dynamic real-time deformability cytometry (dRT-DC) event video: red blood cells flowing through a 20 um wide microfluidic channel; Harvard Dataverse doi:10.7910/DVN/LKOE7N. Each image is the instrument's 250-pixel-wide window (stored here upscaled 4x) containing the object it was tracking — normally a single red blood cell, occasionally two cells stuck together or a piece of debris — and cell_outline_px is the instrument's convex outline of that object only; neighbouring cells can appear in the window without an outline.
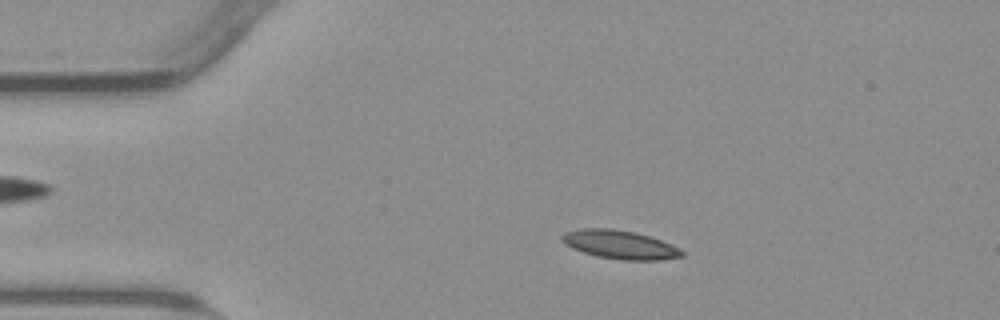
{"species": "common noctule bat (a hibernating species)", "species_latin": "Nyctalus noctula", "temperature_condition": "warm", "stored_images_in_passage": 53, "camera_frame_rate_fps": 3000, "um_per_image_px": 0.085, "animal": {"sex": "male", "body_mass_g": 23.1, "forearm_length_mm": 52.7}, "frame": {"image": 1, "passage_image": 10, "time_ms": 3.0, "image_size_px": [1000, 320], "cell_outline_px": [[684, 256], [660, 260], [620, 260], [596, 256], [572, 248], [564, 244], [560, 240], [560, 236], [564, 232], [580, 228], [612, 228], [636, 232], [660, 240], [680, 248], [684, 252]], "centroid_in_image_um": [52.65, 20.79], "position_along_channel_um": 32.3, "area_um2": 20.17}}
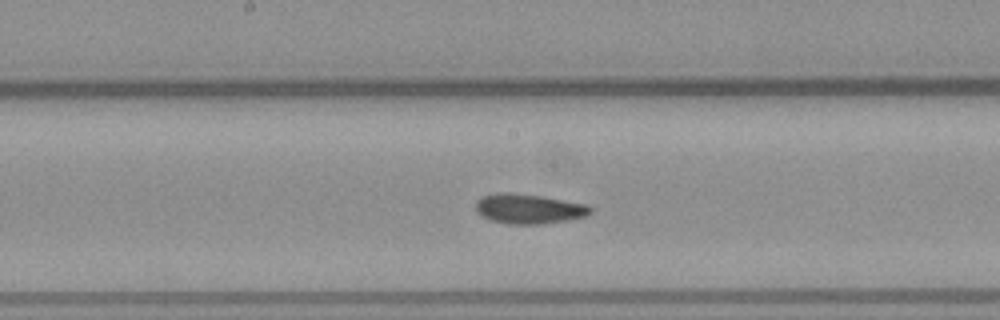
{"frame": {"image": 2, "passage_image": 27, "time_ms": 8.667, "image_size_px": [1000, 320], "cell_outline_px": [[592, 212], [584, 216], [568, 220], [540, 224], [508, 224], [492, 220], [476, 212], [476, 200], [484, 196], [500, 192], [508, 192], [540, 196], [588, 204], [592, 208]], "centroid_in_image_um": [44.96, 17.75], "position_along_channel_um": 203.2, "area_um2": 19.77}}
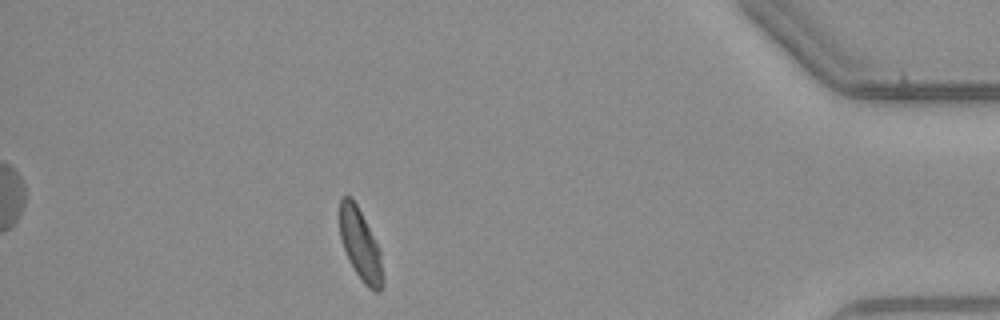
{"frame": {"image": 3, "passage_image": 47, "time_ms": 15.333, "image_size_px": [1000, 320], "cell_outline_px": [[384, 280], [380, 292], [372, 292], [364, 284], [348, 260], [340, 236], [340, 196], [352, 196], [380, 252]], "centroid_in_image_um": [30.62, 20.85], "position_along_channel_um": 404.6, "area_um2": 17.57}, "authors_computed_cell_mechanics": {"area_um2": 18.9584, "velocity_mm_per_s": 3.8038, "shape_relaxation_time_tau1_ms": 10.7519, "shape_relaxation_time_tau2_ms": 2.3657, "deformation_change_tau1": 0.1556, "deformation_change_tau2": 0.0741}}